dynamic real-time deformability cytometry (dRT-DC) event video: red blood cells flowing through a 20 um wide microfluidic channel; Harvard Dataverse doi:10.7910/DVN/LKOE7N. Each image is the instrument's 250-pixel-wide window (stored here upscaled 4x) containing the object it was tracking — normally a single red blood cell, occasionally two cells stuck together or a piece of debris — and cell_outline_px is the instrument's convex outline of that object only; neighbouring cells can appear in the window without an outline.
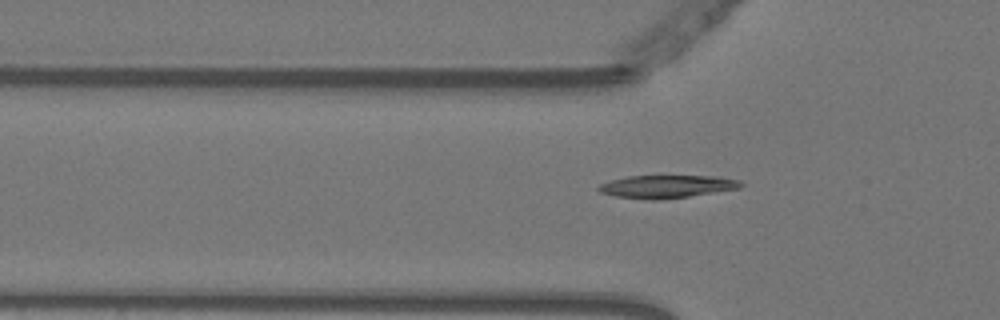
{"species": "Egyptian fruit bat (a non-hibernating species)", "species_latin": "Rousettus aegyptiacus", "temperature_condition": "warm", "stored_images_in_passage": 50, "camera_frame_rate_fps": 3000, "um_per_image_px": 0.085, "animal": {"sex": "female"}, "frame": {"image": 1, "passage_image": 17, "time_ms": 5.333, "image_size_px": [1000, 320], "cell_outline_px": [[744, 184], [740, 188], [688, 196], [652, 200], [648, 200], [616, 196], [600, 192], [596, 188], [600, 184], [612, 180], [628, 176], [720, 176], [740, 180]], "centroid_in_image_um": [56.69, 15.84], "position_along_channel_um": 69.1, "area_um2": 18.79}}
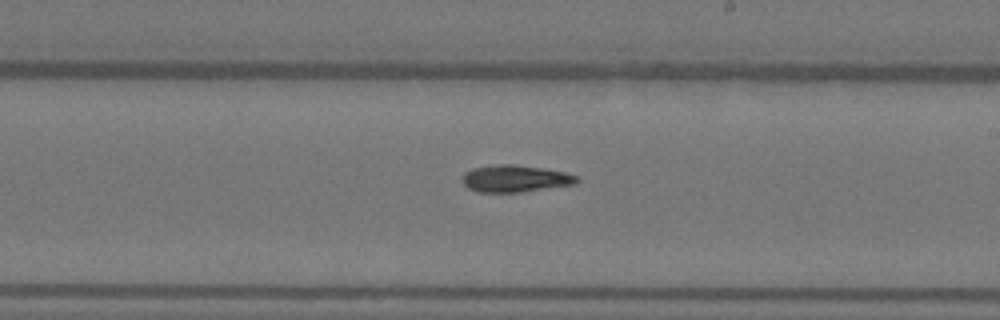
{"frame": {"image": 2, "passage_image": 31, "time_ms": 10.0, "image_size_px": [1000, 320], "cell_outline_px": [[580, 180], [576, 184], [520, 192], [476, 192], [468, 188], [460, 180], [464, 172], [472, 168], [500, 164], [512, 164], [540, 168], [564, 172], [576, 176]], "centroid_in_image_um": [43.74, 15.19], "position_along_channel_um": 245.3, "area_um2": 17.98}}
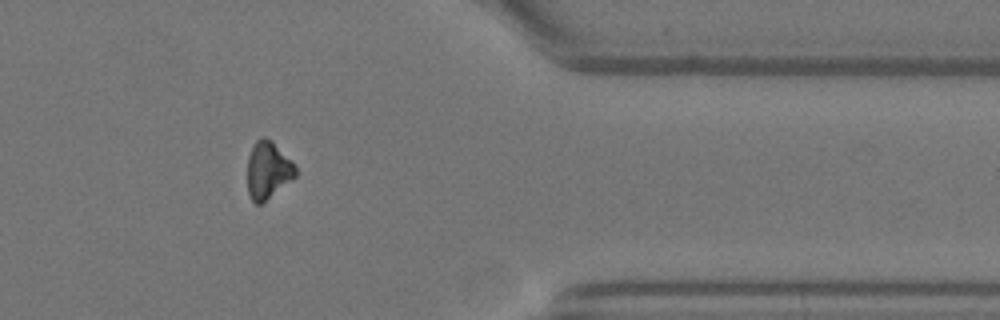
{"frame": {"image": 3, "passage_image": 44, "time_ms": 14.333, "image_size_px": [1000, 320], "cell_outline_px": [[296, 176], [260, 204], [256, 204], [252, 200], [248, 192], [248, 156], [256, 140], [260, 136], [264, 136], [272, 140], [292, 160], [296, 168]], "centroid_in_image_um": [22.78, 14.42], "position_along_channel_um": 388.6, "area_um2": 15.95}, "authors_computed_cell_mechanics": {"area_um2": 17.9758, "velocity_mm_per_s": 3.7547, "shape_relaxation_time_tau1_ms": 9.16, "shape_relaxation_time_tau2_ms": null, "deformation_change_tau1": 0.1941, "deformation_change_tau2": null}}